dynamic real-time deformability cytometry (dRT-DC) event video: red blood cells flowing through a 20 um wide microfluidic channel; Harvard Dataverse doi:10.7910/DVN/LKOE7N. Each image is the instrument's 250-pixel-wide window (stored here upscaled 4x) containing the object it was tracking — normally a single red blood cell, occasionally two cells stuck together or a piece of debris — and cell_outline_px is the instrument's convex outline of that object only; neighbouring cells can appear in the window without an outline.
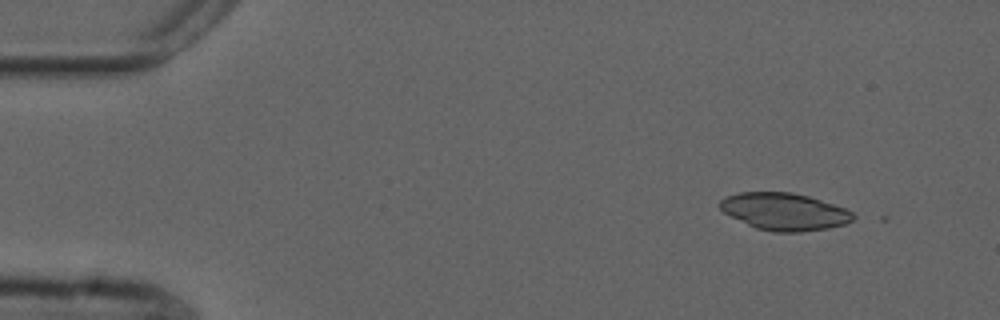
{"species": "common noctule bat (a hibernating species)", "species_latin": "Nyctalus noctula", "temperature_condition": "cold", "stored_images_in_passage": 11, "camera_frame_rate_fps": 3000, "um_per_image_px": 0.085, "animal": {"sex": "male", "forearm_length_mm": 52.5}, "frame": {"image": 1, "passage_image": 5, "time_ms": 1.333, "image_size_px": [1000, 320], "cell_outline_px": [[856, 216], [852, 220], [844, 224], [828, 228], [800, 232], [772, 232], [756, 228], [724, 212], [720, 208], [720, 200], [728, 196], [740, 192], [792, 192], [808, 196], [844, 208], [852, 212]], "centroid_in_image_um": [66.68, 17.99], "position_along_channel_um": 18.3, "area_um2": 28.55}}